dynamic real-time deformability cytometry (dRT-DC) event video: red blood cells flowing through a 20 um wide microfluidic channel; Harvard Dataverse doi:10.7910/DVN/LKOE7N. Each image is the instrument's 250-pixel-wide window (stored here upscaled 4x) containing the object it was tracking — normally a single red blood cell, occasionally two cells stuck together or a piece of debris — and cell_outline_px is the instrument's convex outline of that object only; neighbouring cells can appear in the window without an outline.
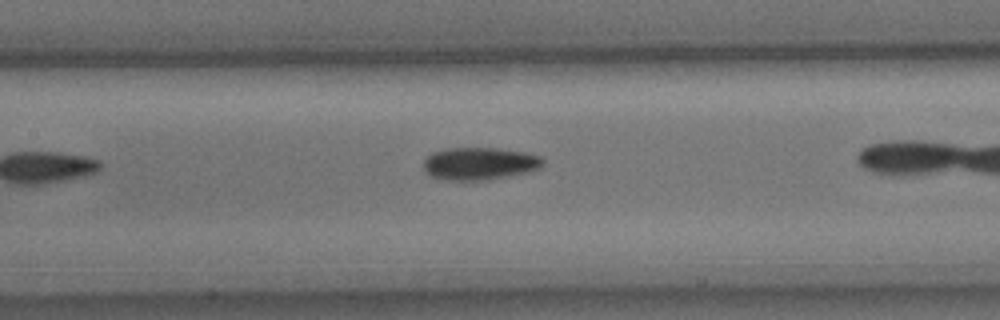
{"species": "common noctule bat (a hibernating species)", "species_latin": "Nyctalus noctula", "temperature_condition": "cold", "stored_images_in_passage": 6, "camera_frame_rate_fps": 3000, "um_per_image_px": 0.085, "animal": {"sex": "male", "body_mass_g": 15.6}, "frame": {"image": 1, "passage_image": 5, "time_ms": 1.333, "image_size_px": [1000, 320], "cell_outline_px": [[544, 164], [540, 168], [532, 172], [488, 180], [448, 180], [432, 176], [424, 172], [424, 160], [432, 152], [448, 148], [496, 148], [524, 152], [540, 156], [544, 160]], "centroid_in_image_um": [40.8, 13.91], "position_along_channel_um": 166.6, "area_um2": 22.83}}